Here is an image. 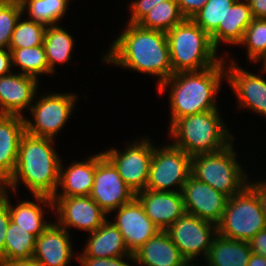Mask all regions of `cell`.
Segmentation results:
<instances>
[{
  "mask_svg": "<svg viewBox=\"0 0 266 266\" xmlns=\"http://www.w3.org/2000/svg\"><path fill=\"white\" fill-rule=\"evenodd\" d=\"M127 24L125 31L113 41L103 62L158 76L160 86L174 74L166 32Z\"/></svg>",
  "mask_w": 266,
  "mask_h": 266,
  "instance_id": "1",
  "label": "cell"
},
{
  "mask_svg": "<svg viewBox=\"0 0 266 266\" xmlns=\"http://www.w3.org/2000/svg\"><path fill=\"white\" fill-rule=\"evenodd\" d=\"M53 143L51 138L25 132L20 140L14 173L3 187L16 192L18 183L22 181L33 195L53 198L58 191L61 164Z\"/></svg>",
  "mask_w": 266,
  "mask_h": 266,
  "instance_id": "2",
  "label": "cell"
},
{
  "mask_svg": "<svg viewBox=\"0 0 266 266\" xmlns=\"http://www.w3.org/2000/svg\"><path fill=\"white\" fill-rule=\"evenodd\" d=\"M224 60L223 58L217 65L203 70L174 73L158 86L161 94L171 86L169 93L170 126L183 116L218 109L215 97L223 77L226 78Z\"/></svg>",
  "mask_w": 266,
  "mask_h": 266,
  "instance_id": "3",
  "label": "cell"
},
{
  "mask_svg": "<svg viewBox=\"0 0 266 266\" xmlns=\"http://www.w3.org/2000/svg\"><path fill=\"white\" fill-rule=\"evenodd\" d=\"M170 134L174 138L173 145L190 157L219 152L234 139L218 109L177 119L170 126Z\"/></svg>",
  "mask_w": 266,
  "mask_h": 266,
  "instance_id": "4",
  "label": "cell"
},
{
  "mask_svg": "<svg viewBox=\"0 0 266 266\" xmlns=\"http://www.w3.org/2000/svg\"><path fill=\"white\" fill-rule=\"evenodd\" d=\"M173 73L198 71L217 65V49L210 36L192 19H184L166 32Z\"/></svg>",
  "mask_w": 266,
  "mask_h": 266,
  "instance_id": "5",
  "label": "cell"
},
{
  "mask_svg": "<svg viewBox=\"0 0 266 266\" xmlns=\"http://www.w3.org/2000/svg\"><path fill=\"white\" fill-rule=\"evenodd\" d=\"M233 149L231 143L219 152L191 157V176L210 185L228 198L238 194L249 181L246 171L238 164L237 154Z\"/></svg>",
  "mask_w": 266,
  "mask_h": 266,
  "instance_id": "6",
  "label": "cell"
},
{
  "mask_svg": "<svg viewBox=\"0 0 266 266\" xmlns=\"http://www.w3.org/2000/svg\"><path fill=\"white\" fill-rule=\"evenodd\" d=\"M266 228L256 193L247 185L241 192L228 198L217 234L231 240L249 242Z\"/></svg>",
  "mask_w": 266,
  "mask_h": 266,
  "instance_id": "7",
  "label": "cell"
},
{
  "mask_svg": "<svg viewBox=\"0 0 266 266\" xmlns=\"http://www.w3.org/2000/svg\"><path fill=\"white\" fill-rule=\"evenodd\" d=\"M191 176V157L173 144L154 147L146 189L181 192ZM177 189H169L171 186Z\"/></svg>",
  "mask_w": 266,
  "mask_h": 266,
  "instance_id": "8",
  "label": "cell"
},
{
  "mask_svg": "<svg viewBox=\"0 0 266 266\" xmlns=\"http://www.w3.org/2000/svg\"><path fill=\"white\" fill-rule=\"evenodd\" d=\"M76 97V94L72 93L43 95L30 108L35 123L24 116L25 132L33 136L54 139L70 118L75 108L73 106Z\"/></svg>",
  "mask_w": 266,
  "mask_h": 266,
  "instance_id": "9",
  "label": "cell"
},
{
  "mask_svg": "<svg viewBox=\"0 0 266 266\" xmlns=\"http://www.w3.org/2000/svg\"><path fill=\"white\" fill-rule=\"evenodd\" d=\"M165 231L182 257L190 263L202 253L207 258L212 240L217 235V225L185 212Z\"/></svg>",
  "mask_w": 266,
  "mask_h": 266,
  "instance_id": "10",
  "label": "cell"
},
{
  "mask_svg": "<svg viewBox=\"0 0 266 266\" xmlns=\"http://www.w3.org/2000/svg\"><path fill=\"white\" fill-rule=\"evenodd\" d=\"M144 138L132 143L125 151L109 148L102 152L114 165L123 181L136 194L146 189L154 145Z\"/></svg>",
  "mask_w": 266,
  "mask_h": 266,
  "instance_id": "11",
  "label": "cell"
},
{
  "mask_svg": "<svg viewBox=\"0 0 266 266\" xmlns=\"http://www.w3.org/2000/svg\"><path fill=\"white\" fill-rule=\"evenodd\" d=\"M89 196L108 214L136 198V194L123 181L114 165L101 152L97 154V165Z\"/></svg>",
  "mask_w": 266,
  "mask_h": 266,
  "instance_id": "12",
  "label": "cell"
},
{
  "mask_svg": "<svg viewBox=\"0 0 266 266\" xmlns=\"http://www.w3.org/2000/svg\"><path fill=\"white\" fill-rule=\"evenodd\" d=\"M52 200L58 225L66 230L72 226L90 233L107 220V213L90 196L53 197Z\"/></svg>",
  "mask_w": 266,
  "mask_h": 266,
  "instance_id": "13",
  "label": "cell"
},
{
  "mask_svg": "<svg viewBox=\"0 0 266 266\" xmlns=\"http://www.w3.org/2000/svg\"><path fill=\"white\" fill-rule=\"evenodd\" d=\"M186 213L218 224L221 221L228 197L210 185L190 176L182 188Z\"/></svg>",
  "mask_w": 266,
  "mask_h": 266,
  "instance_id": "14",
  "label": "cell"
},
{
  "mask_svg": "<svg viewBox=\"0 0 266 266\" xmlns=\"http://www.w3.org/2000/svg\"><path fill=\"white\" fill-rule=\"evenodd\" d=\"M116 210L118 211L116 220L112 223L121 232L131 254L161 231L145 214L143 206L136 198Z\"/></svg>",
  "mask_w": 266,
  "mask_h": 266,
  "instance_id": "15",
  "label": "cell"
},
{
  "mask_svg": "<svg viewBox=\"0 0 266 266\" xmlns=\"http://www.w3.org/2000/svg\"><path fill=\"white\" fill-rule=\"evenodd\" d=\"M145 214L161 230H167L186 211L183 196L178 191H152L145 189L136 193Z\"/></svg>",
  "mask_w": 266,
  "mask_h": 266,
  "instance_id": "16",
  "label": "cell"
},
{
  "mask_svg": "<svg viewBox=\"0 0 266 266\" xmlns=\"http://www.w3.org/2000/svg\"><path fill=\"white\" fill-rule=\"evenodd\" d=\"M231 59L226 70V80L237 95L239 107L251 108V111L266 116V80L259 75L242 69ZM241 104V105H240Z\"/></svg>",
  "mask_w": 266,
  "mask_h": 266,
  "instance_id": "17",
  "label": "cell"
},
{
  "mask_svg": "<svg viewBox=\"0 0 266 266\" xmlns=\"http://www.w3.org/2000/svg\"><path fill=\"white\" fill-rule=\"evenodd\" d=\"M69 231L56 222L36 238L32 261L42 266H67L73 258Z\"/></svg>",
  "mask_w": 266,
  "mask_h": 266,
  "instance_id": "18",
  "label": "cell"
},
{
  "mask_svg": "<svg viewBox=\"0 0 266 266\" xmlns=\"http://www.w3.org/2000/svg\"><path fill=\"white\" fill-rule=\"evenodd\" d=\"M38 79L22 73H9L0 77V110L6 115H22L31 108L37 94ZM36 93V94H35Z\"/></svg>",
  "mask_w": 266,
  "mask_h": 266,
  "instance_id": "19",
  "label": "cell"
},
{
  "mask_svg": "<svg viewBox=\"0 0 266 266\" xmlns=\"http://www.w3.org/2000/svg\"><path fill=\"white\" fill-rule=\"evenodd\" d=\"M24 133V116L6 115L0 121V186L14 173L19 144Z\"/></svg>",
  "mask_w": 266,
  "mask_h": 266,
  "instance_id": "20",
  "label": "cell"
},
{
  "mask_svg": "<svg viewBox=\"0 0 266 266\" xmlns=\"http://www.w3.org/2000/svg\"><path fill=\"white\" fill-rule=\"evenodd\" d=\"M7 194V189L0 186V198L8 205L11 220L21 228L25 229L26 232L38 237L50 226L52 221L46 222V220H44L45 213L42 204L54 209L51 197L33 195L37 203L25 200L18 203V205L13 206V208L8 200Z\"/></svg>",
  "mask_w": 266,
  "mask_h": 266,
  "instance_id": "21",
  "label": "cell"
},
{
  "mask_svg": "<svg viewBox=\"0 0 266 266\" xmlns=\"http://www.w3.org/2000/svg\"><path fill=\"white\" fill-rule=\"evenodd\" d=\"M134 263L144 266H184L180 254L166 231H159L134 253Z\"/></svg>",
  "mask_w": 266,
  "mask_h": 266,
  "instance_id": "22",
  "label": "cell"
},
{
  "mask_svg": "<svg viewBox=\"0 0 266 266\" xmlns=\"http://www.w3.org/2000/svg\"><path fill=\"white\" fill-rule=\"evenodd\" d=\"M97 165V154L88 158L85 162L73 163L64 169L60 164L59 186L61 193L58 191L53 197H75L89 196L93 186V180Z\"/></svg>",
  "mask_w": 266,
  "mask_h": 266,
  "instance_id": "23",
  "label": "cell"
},
{
  "mask_svg": "<svg viewBox=\"0 0 266 266\" xmlns=\"http://www.w3.org/2000/svg\"><path fill=\"white\" fill-rule=\"evenodd\" d=\"M90 234L83 254L77 257L113 258L134 255L129 252L121 232L110 220H106Z\"/></svg>",
  "mask_w": 266,
  "mask_h": 266,
  "instance_id": "24",
  "label": "cell"
},
{
  "mask_svg": "<svg viewBox=\"0 0 266 266\" xmlns=\"http://www.w3.org/2000/svg\"><path fill=\"white\" fill-rule=\"evenodd\" d=\"M253 19L248 1L236 0L225 15L224 26L210 36L213 46L217 49L221 42L239 45Z\"/></svg>",
  "mask_w": 266,
  "mask_h": 266,
  "instance_id": "25",
  "label": "cell"
},
{
  "mask_svg": "<svg viewBox=\"0 0 266 266\" xmlns=\"http://www.w3.org/2000/svg\"><path fill=\"white\" fill-rule=\"evenodd\" d=\"M252 255L249 242L215 235L205 259L209 266H247Z\"/></svg>",
  "mask_w": 266,
  "mask_h": 266,
  "instance_id": "26",
  "label": "cell"
},
{
  "mask_svg": "<svg viewBox=\"0 0 266 266\" xmlns=\"http://www.w3.org/2000/svg\"><path fill=\"white\" fill-rule=\"evenodd\" d=\"M36 236L10 220L5 237L4 265L31 261L35 249Z\"/></svg>",
  "mask_w": 266,
  "mask_h": 266,
  "instance_id": "27",
  "label": "cell"
},
{
  "mask_svg": "<svg viewBox=\"0 0 266 266\" xmlns=\"http://www.w3.org/2000/svg\"><path fill=\"white\" fill-rule=\"evenodd\" d=\"M43 45L51 73L55 72L56 64L70 61L74 46L73 37L57 24L47 25Z\"/></svg>",
  "mask_w": 266,
  "mask_h": 266,
  "instance_id": "28",
  "label": "cell"
},
{
  "mask_svg": "<svg viewBox=\"0 0 266 266\" xmlns=\"http://www.w3.org/2000/svg\"><path fill=\"white\" fill-rule=\"evenodd\" d=\"M176 0L155 5L137 24L146 29L168 32L184 20Z\"/></svg>",
  "mask_w": 266,
  "mask_h": 266,
  "instance_id": "29",
  "label": "cell"
},
{
  "mask_svg": "<svg viewBox=\"0 0 266 266\" xmlns=\"http://www.w3.org/2000/svg\"><path fill=\"white\" fill-rule=\"evenodd\" d=\"M11 51L12 66L18 65L24 75L37 78L38 74H49V65L44 45L26 48H8Z\"/></svg>",
  "mask_w": 266,
  "mask_h": 266,
  "instance_id": "30",
  "label": "cell"
},
{
  "mask_svg": "<svg viewBox=\"0 0 266 266\" xmlns=\"http://www.w3.org/2000/svg\"><path fill=\"white\" fill-rule=\"evenodd\" d=\"M23 8L29 13V19L45 25H54L65 15L69 0H20ZM27 8V9H26Z\"/></svg>",
  "mask_w": 266,
  "mask_h": 266,
  "instance_id": "31",
  "label": "cell"
},
{
  "mask_svg": "<svg viewBox=\"0 0 266 266\" xmlns=\"http://www.w3.org/2000/svg\"><path fill=\"white\" fill-rule=\"evenodd\" d=\"M235 1L208 0L191 19L211 36L219 26H224L225 15Z\"/></svg>",
  "mask_w": 266,
  "mask_h": 266,
  "instance_id": "32",
  "label": "cell"
},
{
  "mask_svg": "<svg viewBox=\"0 0 266 266\" xmlns=\"http://www.w3.org/2000/svg\"><path fill=\"white\" fill-rule=\"evenodd\" d=\"M47 25L32 19H18L8 48H26L43 45Z\"/></svg>",
  "mask_w": 266,
  "mask_h": 266,
  "instance_id": "33",
  "label": "cell"
},
{
  "mask_svg": "<svg viewBox=\"0 0 266 266\" xmlns=\"http://www.w3.org/2000/svg\"><path fill=\"white\" fill-rule=\"evenodd\" d=\"M247 45L248 58L258 62L266 56V18H254L239 45Z\"/></svg>",
  "mask_w": 266,
  "mask_h": 266,
  "instance_id": "34",
  "label": "cell"
},
{
  "mask_svg": "<svg viewBox=\"0 0 266 266\" xmlns=\"http://www.w3.org/2000/svg\"><path fill=\"white\" fill-rule=\"evenodd\" d=\"M22 15L20 0H0V49H8L12 33Z\"/></svg>",
  "mask_w": 266,
  "mask_h": 266,
  "instance_id": "35",
  "label": "cell"
},
{
  "mask_svg": "<svg viewBox=\"0 0 266 266\" xmlns=\"http://www.w3.org/2000/svg\"><path fill=\"white\" fill-rule=\"evenodd\" d=\"M167 0H135L130 3L131 17L128 23L137 24L155 5Z\"/></svg>",
  "mask_w": 266,
  "mask_h": 266,
  "instance_id": "36",
  "label": "cell"
},
{
  "mask_svg": "<svg viewBox=\"0 0 266 266\" xmlns=\"http://www.w3.org/2000/svg\"><path fill=\"white\" fill-rule=\"evenodd\" d=\"M128 258L134 260V255H126L113 258H93V257H77L82 266H131L122 259Z\"/></svg>",
  "mask_w": 266,
  "mask_h": 266,
  "instance_id": "37",
  "label": "cell"
},
{
  "mask_svg": "<svg viewBox=\"0 0 266 266\" xmlns=\"http://www.w3.org/2000/svg\"><path fill=\"white\" fill-rule=\"evenodd\" d=\"M10 220L8 205L0 198V265H4L5 237Z\"/></svg>",
  "mask_w": 266,
  "mask_h": 266,
  "instance_id": "38",
  "label": "cell"
},
{
  "mask_svg": "<svg viewBox=\"0 0 266 266\" xmlns=\"http://www.w3.org/2000/svg\"><path fill=\"white\" fill-rule=\"evenodd\" d=\"M185 19H191L208 0H176Z\"/></svg>",
  "mask_w": 266,
  "mask_h": 266,
  "instance_id": "39",
  "label": "cell"
},
{
  "mask_svg": "<svg viewBox=\"0 0 266 266\" xmlns=\"http://www.w3.org/2000/svg\"><path fill=\"white\" fill-rule=\"evenodd\" d=\"M249 244L253 253L266 257V228L258 232Z\"/></svg>",
  "mask_w": 266,
  "mask_h": 266,
  "instance_id": "40",
  "label": "cell"
},
{
  "mask_svg": "<svg viewBox=\"0 0 266 266\" xmlns=\"http://www.w3.org/2000/svg\"><path fill=\"white\" fill-rule=\"evenodd\" d=\"M248 186L256 193L262 213L266 219V181L248 182Z\"/></svg>",
  "mask_w": 266,
  "mask_h": 266,
  "instance_id": "41",
  "label": "cell"
},
{
  "mask_svg": "<svg viewBox=\"0 0 266 266\" xmlns=\"http://www.w3.org/2000/svg\"><path fill=\"white\" fill-rule=\"evenodd\" d=\"M12 56L9 49H0V77L11 73Z\"/></svg>",
  "mask_w": 266,
  "mask_h": 266,
  "instance_id": "42",
  "label": "cell"
},
{
  "mask_svg": "<svg viewBox=\"0 0 266 266\" xmlns=\"http://www.w3.org/2000/svg\"><path fill=\"white\" fill-rule=\"evenodd\" d=\"M254 18H266V0H247Z\"/></svg>",
  "mask_w": 266,
  "mask_h": 266,
  "instance_id": "43",
  "label": "cell"
},
{
  "mask_svg": "<svg viewBox=\"0 0 266 266\" xmlns=\"http://www.w3.org/2000/svg\"><path fill=\"white\" fill-rule=\"evenodd\" d=\"M247 266H266V257L252 252Z\"/></svg>",
  "mask_w": 266,
  "mask_h": 266,
  "instance_id": "44",
  "label": "cell"
},
{
  "mask_svg": "<svg viewBox=\"0 0 266 266\" xmlns=\"http://www.w3.org/2000/svg\"><path fill=\"white\" fill-rule=\"evenodd\" d=\"M0 266H42L34 261H24V262H16L9 265H0Z\"/></svg>",
  "mask_w": 266,
  "mask_h": 266,
  "instance_id": "45",
  "label": "cell"
},
{
  "mask_svg": "<svg viewBox=\"0 0 266 266\" xmlns=\"http://www.w3.org/2000/svg\"><path fill=\"white\" fill-rule=\"evenodd\" d=\"M263 61V72H266V56L261 60Z\"/></svg>",
  "mask_w": 266,
  "mask_h": 266,
  "instance_id": "46",
  "label": "cell"
},
{
  "mask_svg": "<svg viewBox=\"0 0 266 266\" xmlns=\"http://www.w3.org/2000/svg\"><path fill=\"white\" fill-rule=\"evenodd\" d=\"M6 116V114L0 110V121Z\"/></svg>",
  "mask_w": 266,
  "mask_h": 266,
  "instance_id": "47",
  "label": "cell"
},
{
  "mask_svg": "<svg viewBox=\"0 0 266 266\" xmlns=\"http://www.w3.org/2000/svg\"><path fill=\"white\" fill-rule=\"evenodd\" d=\"M184 266H195L193 264H190L189 262H187ZM197 266V265H196Z\"/></svg>",
  "mask_w": 266,
  "mask_h": 266,
  "instance_id": "48",
  "label": "cell"
}]
</instances>
